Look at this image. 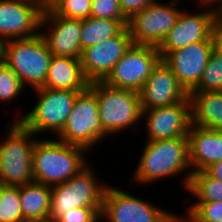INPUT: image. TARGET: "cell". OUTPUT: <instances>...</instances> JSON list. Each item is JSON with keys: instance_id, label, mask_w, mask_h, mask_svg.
Returning <instances> with one entry per match:
<instances>
[{"instance_id": "obj_9", "label": "cell", "mask_w": 222, "mask_h": 222, "mask_svg": "<svg viewBox=\"0 0 222 222\" xmlns=\"http://www.w3.org/2000/svg\"><path fill=\"white\" fill-rule=\"evenodd\" d=\"M139 197L108 184L100 212L101 222H172L173 212Z\"/></svg>"}, {"instance_id": "obj_23", "label": "cell", "mask_w": 222, "mask_h": 222, "mask_svg": "<svg viewBox=\"0 0 222 222\" xmlns=\"http://www.w3.org/2000/svg\"><path fill=\"white\" fill-rule=\"evenodd\" d=\"M128 19H105L88 17L82 20L81 50L97 45L118 35L127 25Z\"/></svg>"}, {"instance_id": "obj_32", "label": "cell", "mask_w": 222, "mask_h": 222, "mask_svg": "<svg viewBox=\"0 0 222 222\" xmlns=\"http://www.w3.org/2000/svg\"><path fill=\"white\" fill-rule=\"evenodd\" d=\"M156 0H119L124 15L129 18Z\"/></svg>"}, {"instance_id": "obj_19", "label": "cell", "mask_w": 222, "mask_h": 222, "mask_svg": "<svg viewBox=\"0 0 222 222\" xmlns=\"http://www.w3.org/2000/svg\"><path fill=\"white\" fill-rule=\"evenodd\" d=\"M188 150L192 173L204 171L208 166L222 160V131L191 125Z\"/></svg>"}, {"instance_id": "obj_3", "label": "cell", "mask_w": 222, "mask_h": 222, "mask_svg": "<svg viewBox=\"0 0 222 222\" xmlns=\"http://www.w3.org/2000/svg\"><path fill=\"white\" fill-rule=\"evenodd\" d=\"M89 88L96 95L102 130L109 137H115L133 127L130 131L136 135L143 112L139 93L113 88L102 81L90 82Z\"/></svg>"}, {"instance_id": "obj_40", "label": "cell", "mask_w": 222, "mask_h": 222, "mask_svg": "<svg viewBox=\"0 0 222 222\" xmlns=\"http://www.w3.org/2000/svg\"><path fill=\"white\" fill-rule=\"evenodd\" d=\"M222 0H216V7Z\"/></svg>"}, {"instance_id": "obj_30", "label": "cell", "mask_w": 222, "mask_h": 222, "mask_svg": "<svg viewBox=\"0 0 222 222\" xmlns=\"http://www.w3.org/2000/svg\"><path fill=\"white\" fill-rule=\"evenodd\" d=\"M90 17L105 19H128L119 0H92Z\"/></svg>"}, {"instance_id": "obj_6", "label": "cell", "mask_w": 222, "mask_h": 222, "mask_svg": "<svg viewBox=\"0 0 222 222\" xmlns=\"http://www.w3.org/2000/svg\"><path fill=\"white\" fill-rule=\"evenodd\" d=\"M37 100L26 114L17 112L15 121L31 131L37 137L49 133L56 137L64 127L67 117L76 101L77 95L83 91L38 88L33 90ZM19 114V115H18ZM21 116V117H20Z\"/></svg>"}, {"instance_id": "obj_10", "label": "cell", "mask_w": 222, "mask_h": 222, "mask_svg": "<svg viewBox=\"0 0 222 222\" xmlns=\"http://www.w3.org/2000/svg\"><path fill=\"white\" fill-rule=\"evenodd\" d=\"M161 1L152 2L128 18L126 27L133 44L158 47L176 24L184 8L180 5L182 1L169 0L166 3ZM180 7L182 8L180 9Z\"/></svg>"}, {"instance_id": "obj_36", "label": "cell", "mask_w": 222, "mask_h": 222, "mask_svg": "<svg viewBox=\"0 0 222 222\" xmlns=\"http://www.w3.org/2000/svg\"><path fill=\"white\" fill-rule=\"evenodd\" d=\"M189 1H194V5L195 2L197 5H213L216 6V0H189Z\"/></svg>"}, {"instance_id": "obj_11", "label": "cell", "mask_w": 222, "mask_h": 222, "mask_svg": "<svg viewBox=\"0 0 222 222\" xmlns=\"http://www.w3.org/2000/svg\"><path fill=\"white\" fill-rule=\"evenodd\" d=\"M160 60L156 46L132 44L102 82L113 88L139 93Z\"/></svg>"}, {"instance_id": "obj_21", "label": "cell", "mask_w": 222, "mask_h": 222, "mask_svg": "<svg viewBox=\"0 0 222 222\" xmlns=\"http://www.w3.org/2000/svg\"><path fill=\"white\" fill-rule=\"evenodd\" d=\"M191 125L222 131V91L188 92Z\"/></svg>"}, {"instance_id": "obj_33", "label": "cell", "mask_w": 222, "mask_h": 222, "mask_svg": "<svg viewBox=\"0 0 222 222\" xmlns=\"http://www.w3.org/2000/svg\"><path fill=\"white\" fill-rule=\"evenodd\" d=\"M213 48L222 52V17L217 13L211 28Z\"/></svg>"}, {"instance_id": "obj_15", "label": "cell", "mask_w": 222, "mask_h": 222, "mask_svg": "<svg viewBox=\"0 0 222 222\" xmlns=\"http://www.w3.org/2000/svg\"><path fill=\"white\" fill-rule=\"evenodd\" d=\"M133 44L127 27L118 35L82 50L80 61L89 82L103 81Z\"/></svg>"}, {"instance_id": "obj_2", "label": "cell", "mask_w": 222, "mask_h": 222, "mask_svg": "<svg viewBox=\"0 0 222 222\" xmlns=\"http://www.w3.org/2000/svg\"><path fill=\"white\" fill-rule=\"evenodd\" d=\"M86 153L90 152L77 145L40 138L32 152L34 182L54 186L68 181L89 164Z\"/></svg>"}, {"instance_id": "obj_7", "label": "cell", "mask_w": 222, "mask_h": 222, "mask_svg": "<svg viewBox=\"0 0 222 222\" xmlns=\"http://www.w3.org/2000/svg\"><path fill=\"white\" fill-rule=\"evenodd\" d=\"M91 164L68 181L51 186L49 222H55L61 215L74 208L102 207L108 185L97 177L96 169Z\"/></svg>"}, {"instance_id": "obj_4", "label": "cell", "mask_w": 222, "mask_h": 222, "mask_svg": "<svg viewBox=\"0 0 222 222\" xmlns=\"http://www.w3.org/2000/svg\"><path fill=\"white\" fill-rule=\"evenodd\" d=\"M3 138V139H2ZM0 140V184L23 186L34 182L32 152L41 138L24 128L18 121L5 127Z\"/></svg>"}, {"instance_id": "obj_37", "label": "cell", "mask_w": 222, "mask_h": 222, "mask_svg": "<svg viewBox=\"0 0 222 222\" xmlns=\"http://www.w3.org/2000/svg\"><path fill=\"white\" fill-rule=\"evenodd\" d=\"M44 8H52L59 0H42Z\"/></svg>"}, {"instance_id": "obj_29", "label": "cell", "mask_w": 222, "mask_h": 222, "mask_svg": "<svg viewBox=\"0 0 222 222\" xmlns=\"http://www.w3.org/2000/svg\"><path fill=\"white\" fill-rule=\"evenodd\" d=\"M187 210L200 222H222V202H191Z\"/></svg>"}, {"instance_id": "obj_39", "label": "cell", "mask_w": 222, "mask_h": 222, "mask_svg": "<svg viewBox=\"0 0 222 222\" xmlns=\"http://www.w3.org/2000/svg\"><path fill=\"white\" fill-rule=\"evenodd\" d=\"M3 42L0 40V61H2Z\"/></svg>"}, {"instance_id": "obj_16", "label": "cell", "mask_w": 222, "mask_h": 222, "mask_svg": "<svg viewBox=\"0 0 222 222\" xmlns=\"http://www.w3.org/2000/svg\"><path fill=\"white\" fill-rule=\"evenodd\" d=\"M82 20L57 15L51 8H45L41 19L40 34L54 56L80 58ZM48 28L46 31L43 30Z\"/></svg>"}, {"instance_id": "obj_17", "label": "cell", "mask_w": 222, "mask_h": 222, "mask_svg": "<svg viewBox=\"0 0 222 222\" xmlns=\"http://www.w3.org/2000/svg\"><path fill=\"white\" fill-rule=\"evenodd\" d=\"M142 110L177 104L188 98L170 67L161 59L139 92Z\"/></svg>"}, {"instance_id": "obj_28", "label": "cell", "mask_w": 222, "mask_h": 222, "mask_svg": "<svg viewBox=\"0 0 222 222\" xmlns=\"http://www.w3.org/2000/svg\"><path fill=\"white\" fill-rule=\"evenodd\" d=\"M92 0H59L51 9L60 16L84 20L90 17Z\"/></svg>"}, {"instance_id": "obj_13", "label": "cell", "mask_w": 222, "mask_h": 222, "mask_svg": "<svg viewBox=\"0 0 222 222\" xmlns=\"http://www.w3.org/2000/svg\"><path fill=\"white\" fill-rule=\"evenodd\" d=\"M44 9L42 0H0V40L39 35Z\"/></svg>"}, {"instance_id": "obj_18", "label": "cell", "mask_w": 222, "mask_h": 222, "mask_svg": "<svg viewBox=\"0 0 222 222\" xmlns=\"http://www.w3.org/2000/svg\"><path fill=\"white\" fill-rule=\"evenodd\" d=\"M213 50V41H200L171 51L163 61L179 83L191 92L199 83Z\"/></svg>"}, {"instance_id": "obj_8", "label": "cell", "mask_w": 222, "mask_h": 222, "mask_svg": "<svg viewBox=\"0 0 222 222\" xmlns=\"http://www.w3.org/2000/svg\"><path fill=\"white\" fill-rule=\"evenodd\" d=\"M108 138L100 124L96 95L88 87L77 95L71 113L55 139L83 147L91 153L94 146L101 145Z\"/></svg>"}, {"instance_id": "obj_14", "label": "cell", "mask_w": 222, "mask_h": 222, "mask_svg": "<svg viewBox=\"0 0 222 222\" xmlns=\"http://www.w3.org/2000/svg\"><path fill=\"white\" fill-rule=\"evenodd\" d=\"M142 120L147 141L188 137L191 127L189 98L171 106L143 110Z\"/></svg>"}, {"instance_id": "obj_38", "label": "cell", "mask_w": 222, "mask_h": 222, "mask_svg": "<svg viewBox=\"0 0 222 222\" xmlns=\"http://www.w3.org/2000/svg\"><path fill=\"white\" fill-rule=\"evenodd\" d=\"M217 13L222 17V1L217 5Z\"/></svg>"}, {"instance_id": "obj_1", "label": "cell", "mask_w": 222, "mask_h": 222, "mask_svg": "<svg viewBox=\"0 0 222 222\" xmlns=\"http://www.w3.org/2000/svg\"><path fill=\"white\" fill-rule=\"evenodd\" d=\"M139 161L132 173L134 184L154 185L165 178H174L182 175L181 183L186 191L190 178L188 137H178L169 140L144 141ZM180 174V175H179ZM155 182V183H154Z\"/></svg>"}, {"instance_id": "obj_25", "label": "cell", "mask_w": 222, "mask_h": 222, "mask_svg": "<svg viewBox=\"0 0 222 222\" xmlns=\"http://www.w3.org/2000/svg\"><path fill=\"white\" fill-rule=\"evenodd\" d=\"M222 91V52L213 48L198 85L191 92Z\"/></svg>"}, {"instance_id": "obj_24", "label": "cell", "mask_w": 222, "mask_h": 222, "mask_svg": "<svg viewBox=\"0 0 222 222\" xmlns=\"http://www.w3.org/2000/svg\"><path fill=\"white\" fill-rule=\"evenodd\" d=\"M186 192L192 195V202H222V181L214 179L205 171H197L191 174Z\"/></svg>"}, {"instance_id": "obj_5", "label": "cell", "mask_w": 222, "mask_h": 222, "mask_svg": "<svg viewBox=\"0 0 222 222\" xmlns=\"http://www.w3.org/2000/svg\"><path fill=\"white\" fill-rule=\"evenodd\" d=\"M52 57L53 54L41 34L3 42L2 62L17 75L28 90L44 86Z\"/></svg>"}, {"instance_id": "obj_22", "label": "cell", "mask_w": 222, "mask_h": 222, "mask_svg": "<svg viewBox=\"0 0 222 222\" xmlns=\"http://www.w3.org/2000/svg\"><path fill=\"white\" fill-rule=\"evenodd\" d=\"M51 186L32 182L20 186V206L25 222H49Z\"/></svg>"}, {"instance_id": "obj_20", "label": "cell", "mask_w": 222, "mask_h": 222, "mask_svg": "<svg viewBox=\"0 0 222 222\" xmlns=\"http://www.w3.org/2000/svg\"><path fill=\"white\" fill-rule=\"evenodd\" d=\"M89 83L83 74L80 58L53 55L43 87L85 91Z\"/></svg>"}, {"instance_id": "obj_12", "label": "cell", "mask_w": 222, "mask_h": 222, "mask_svg": "<svg viewBox=\"0 0 222 222\" xmlns=\"http://www.w3.org/2000/svg\"><path fill=\"white\" fill-rule=\"evenodd\" d=\"M197 7V12L183 9L176 24L157 47L162 60L171 51L200 41H212L211 28L217 15V7L213 5H197Z\"/></svg>"}, {"instance_id": "obj_27", "label": "cell", "mask_w": 222, "mask_h": 222, "mask_svg": "<svg viewBox=\"0 0 222 222\" xmlns=\"http://www.w3.org/2000/svg\"><path fill=\"white\" fill-rule=\"evenodd\" d=\"M26 90L17 75L0 61V103L10 105L11 101L13 103L20 95H25Z\"/></svg>"}, {"instance_id": "obj_34", "label": "cell", "mask_w": 222, "mask_h": 222, "mask_svg": "<svg viewBox=\"0 0 222 222\" xmlns=\"http://www.w3.org/2000/svg\"><path fill=\"white\" fill-rule=\"evenodd\" d=\"M204 171L214 179L222 181V160L208 166Z\"/></svg>"}, {"instance_id": "obj_31", "label": "cell", "mask_w": 222, "mask_h": 222, "mask_svg": "<svg viewBox=\"0 0 222 222\" xmlns=\"http://www.w3.org/2000/svg\"><path fill=\"white\" fill-rule=\"evenodd\" d=\"M102 207H78L61 215L55 222H101Z\"/></svg>"}, {"instance_id": "obj_35", "label": "cell", "mask_w": 222, "mask_h": 222, "mask_svg": "<svg viewBox=\"0 0 222 222\" xmlns=\"http://www.w3.org/2000/svg\"><path fill=\"white\" fill-rule=\"evenodd\" d=\"M186 212V214L183 213L180 215L173 211L172 222H200L188 210H186Z\"/></svg>"}, {"instance_id": "obj_26", "label": "cell", "mask_w": 222, "mask_h": 222, "mask_svg": "<svg viewBox=\"0 0 222 222\" xmlns=\"http://www.w3.org/2000/svg\"><path fill=\"white\" fill-rule=\"evenodd\" d=\"M20 205V186L0 184V222H25Z\"/></svg>"}]
</instances>
